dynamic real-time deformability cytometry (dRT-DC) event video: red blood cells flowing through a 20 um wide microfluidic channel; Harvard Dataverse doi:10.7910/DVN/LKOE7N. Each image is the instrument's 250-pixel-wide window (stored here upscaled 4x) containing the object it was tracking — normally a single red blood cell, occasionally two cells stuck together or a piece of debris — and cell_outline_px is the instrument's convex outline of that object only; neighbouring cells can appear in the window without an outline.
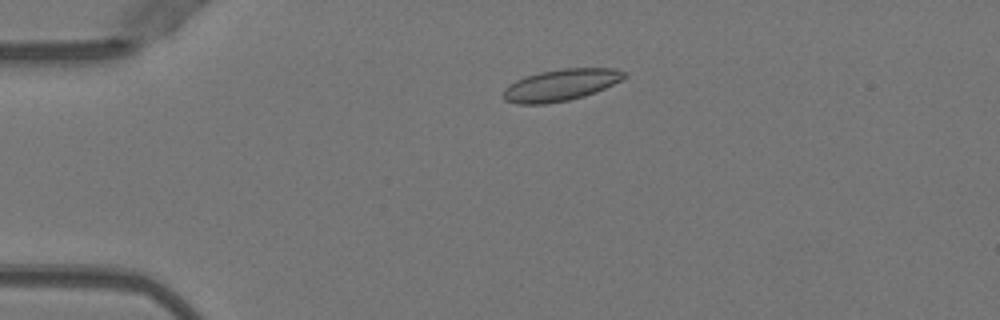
{"species": "Egyptian fruit bat (a non-hibernating species)", "species_latin": "Rousettus aegyptiacus", "temperature_condition": "warm", "stored_images_in_passage": 41, "camera_frame_rate_fps": 3000, "um_per_image_px": 0.085, "animal": {"sex": "female"}, "frame": {"image": 1, "passage_image": 2, "time_ms": 0.333, "image_size_px": [1000, 320], "cell_outline_px": [[628, 76], [596, 92], [584, 96], [568, 100], [544, 104], [516, 104], [504, 100], [500, 96], [504, 88], [508, 84], [524, 76], [540, 72], [564, 68], [612, 68], [628, 72]], "centroid_in_image_um": [47.62, 7.23], "position_along_channel_um": 37.4, "area_um2": 22.54}}
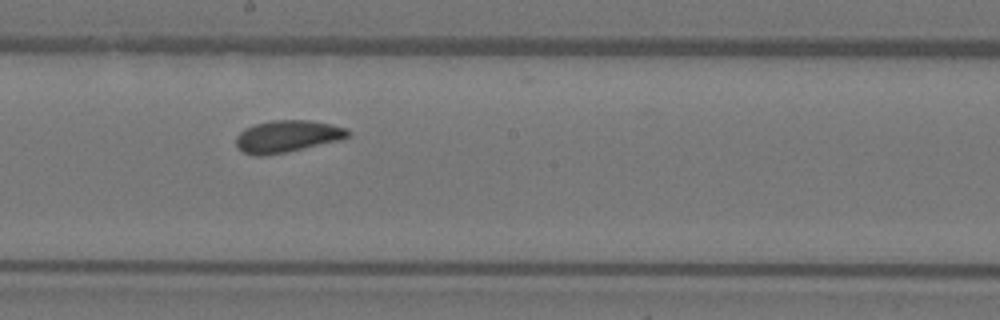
{"frame": {"image": 2, "passage_image": 19, "time_ms": 6.0, "image_size_px": [1000, 320], "cell_outline_px": [[348, 136], [340, 140], [284, 152], [260, 156], [256, 156], [244, 152], [236, 144], [236, 136], [244, 128], [256, 124], [272, 120], [308, 120], [348, 128]], "centroid_in_image_um": [24.39, 11.58], "position_along_channel_um": 223.8, "area_um2": 20.46}}
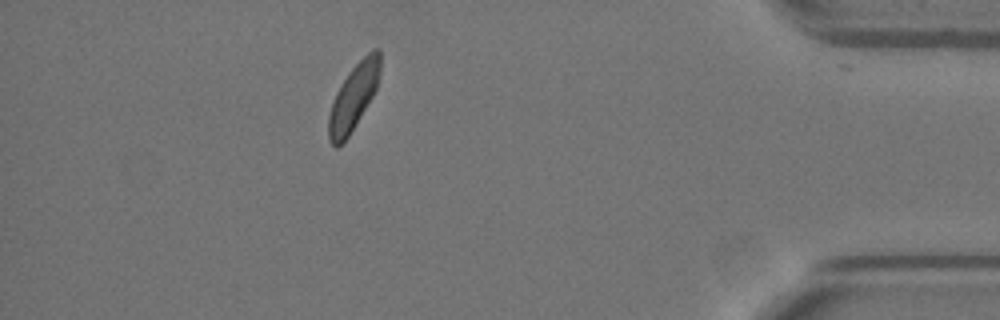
{"frame": {"image": 3, "passage_image": 36, "time_ms": 11.667, "image_size_px": [1000, 320], "cell_outline_px": [[380, 72], [376, 88], [372, 96], [348, 136], [336, 148], [328, 140], [328, 116], [332, 100], [340, 84], [348, 72], [372, 48], [380, 48]], "centroid_in_image_um": [30.03, 8.22], "position_along_channel_um": 405.2, "area_um2": 19.59}, "authors_computed_cell_mechanics": {"area_um2": 20.4612, "velocity_mm_per_s": 3.994, "shape_relaxation_time_tau1_ms": 3.2662, "shape_relaxation_time_tau2_ms": 1.4209, "deformation_change_tau1": 0.0945, "deformation_change_tau2": 0.0754}}